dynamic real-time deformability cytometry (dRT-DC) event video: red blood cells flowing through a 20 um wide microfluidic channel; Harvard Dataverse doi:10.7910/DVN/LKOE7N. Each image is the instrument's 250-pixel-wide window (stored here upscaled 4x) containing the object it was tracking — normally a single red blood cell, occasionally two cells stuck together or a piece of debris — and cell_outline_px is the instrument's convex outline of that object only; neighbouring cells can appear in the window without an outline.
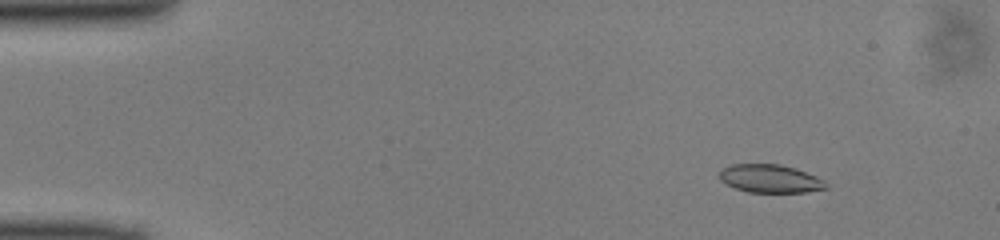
{"species": "common noctule bat (a hibernating species)", "species_latin": "Nyctalus noctula", "temperature_condition": "cold", "stored_images_in_passage": 49, "camera_frame_rate_fps": 3000, "um_per_image_px": 0.085, "animal": {"sex": "male", "body_mass_g": 13.0, "forearm_length_mm": 53.1}, "frame": {"image": 1, "passage_image": 6, "time_ms": 1.667, "image_size_px": [1000, 240], "cell_outline_px": [[828, 188], [808, 192], [748, 192], [736, 188], [720, 180], [720, 172], [724, 168], [732, 164], [780, 164], [796, 168], [816, 176], [824, 180]], "centroid_in_image_um": [65.5, 15.18], "position_along_channel_um": 19.5, "area_um2": 17.4}}
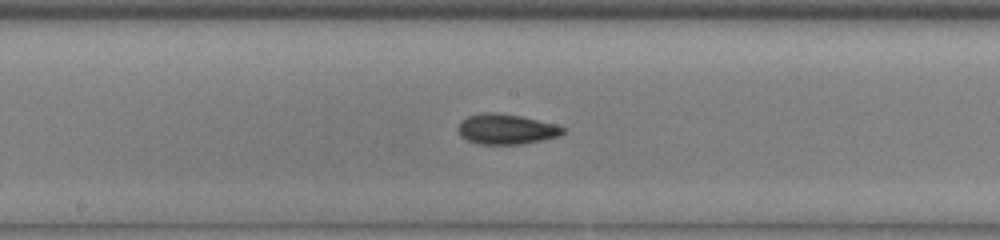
{"frame": {"image": 2, "passage_image": 26, "time_ms": 8.333, "image_size_px": [1000, 240], "cell_outline_px": [[568, 128], [560, 136], [520, 144], [480, 144], [468, 140], [460, 136], [460, 120], [468, 116], [480, 112], [496, 112], [520, 116], [556, 124]], "centroid_in_image_um": [43.06, 10.96], "position_along_channel_um": 205.1, "area_um2": 18.44}}
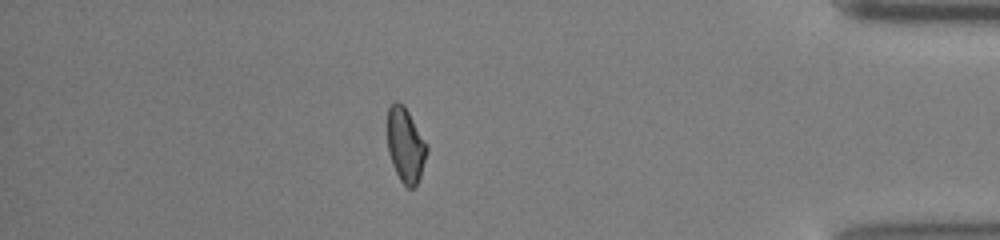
{"frame": {"image": 3, "passage_image": 43, "time_ms": 14.0, "image_size_px": [1000, 240], "cell_outline_px": [[428, 148], [420, 176], [416, 184], [412, 188], [408, 188], [400, 180], [392, 164], [388, 152], [388, 108], [396, 100], [404, 104], [428, 144]], "centroid_in_image_um": [34.47, 12.3], "position_along_channel_um": 400.7, "area_um2": 17.11}}